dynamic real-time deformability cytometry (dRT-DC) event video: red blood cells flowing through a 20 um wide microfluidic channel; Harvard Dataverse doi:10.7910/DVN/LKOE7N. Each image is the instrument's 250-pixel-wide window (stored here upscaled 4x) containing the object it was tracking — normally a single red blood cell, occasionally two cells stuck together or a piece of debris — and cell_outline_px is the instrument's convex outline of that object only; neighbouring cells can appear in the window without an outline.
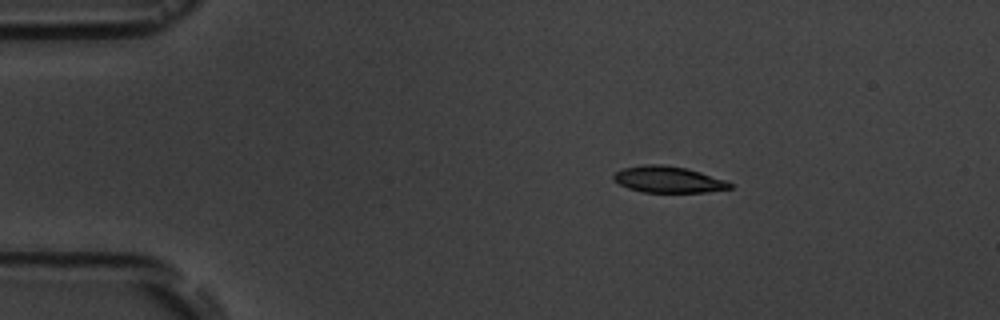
{"species": "common noctule bat (a hibernating species)", "species_latin": "Nyctalus noctula", "temperature_condition": "room temperature", "stored_images_in_passage": 4, "camera_frame_rate_fps": 3000, "um_per_image_px": 0.085, "animal": {"sex": "male", "body_mass_g": 19.5, "forearm_length_mm": 54.6}, "frame": {"image": 1, "passage_image": 2, "time_ms": 1.333, "image_size_px": [1000, 320], "cell_outline_px": [[732, 188], [708, 192], [644, 192], [628, 188], [612, 180], [612, 176], [616, 172], [624, 168], [644, 164], [660, 164], [684, 168], [700, 172], [728, 180], [732, 184]], "centroid_in_image_um": [56.81, 15.26], "position_along_channel_um": 28.2, "area_um2": 17.86}}